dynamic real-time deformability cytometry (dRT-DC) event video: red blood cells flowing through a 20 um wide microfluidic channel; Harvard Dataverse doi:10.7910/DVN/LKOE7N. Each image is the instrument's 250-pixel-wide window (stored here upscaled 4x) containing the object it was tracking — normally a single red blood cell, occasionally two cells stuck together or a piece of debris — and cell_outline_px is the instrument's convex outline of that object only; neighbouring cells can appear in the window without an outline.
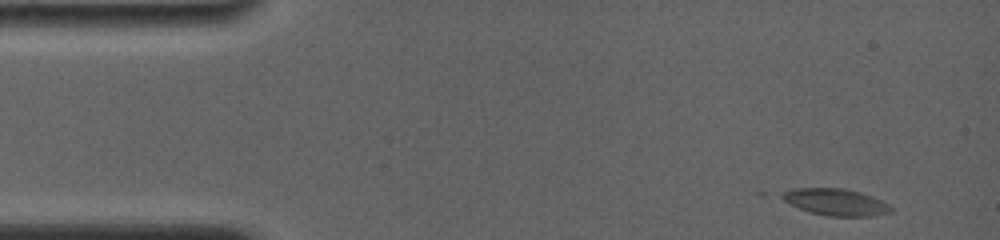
{"species": "common noctule bat (a hibernating species)", "species_latin": "Nyctalus noctula", "temperature_condition": "room temperature", "stored_images_in_passage": 51, "camera_frame_rate_fps": 4000, "um_per_image_px": 0.085, "animal": {"sex": "female", "body_mass_g": 19.0, "forearm_length_mm": 56.7}, "frame": {"image": 1, "passage_image": 1, "time_ms": 0.0, "image_size_px": [1000, 240], "cell_outline_px": [[892, 212], [872, 216], [828, 216], [812, 212], [800, 208], [776, 196], [792, 188], [844, 188], [860, 192], [872, 196], [888, 204], [892, 208]], "centroid_in_image_um": [71.03, 17.16], "position_along_channel_um": 14.0, "area_um2": 16.88}}
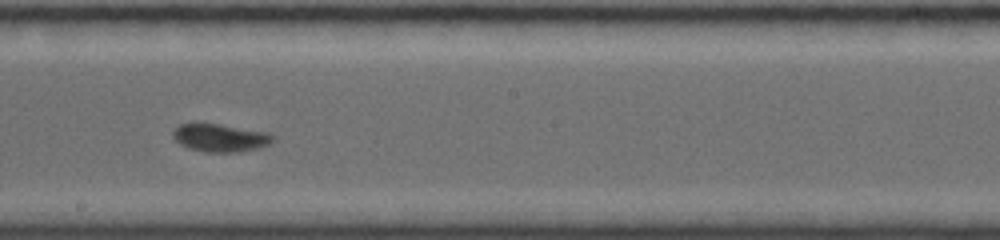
{"frame": {"image": 2, "passage_image": 30, "time_ms": 8.25, "image_size_px": [1000, 240], "cell_outline_px": [[276, 136], [268, 144], [260, 148], [240, 152], [208, 152], [188, 148], [180, 144], [172, 136], [172, 132], [180, 124], [196, 120], [268, 132]], "centroid_in_image_um": [18.69, 11.67], "position_along_channel_um": 229.5, "area_um2": 16.76}}
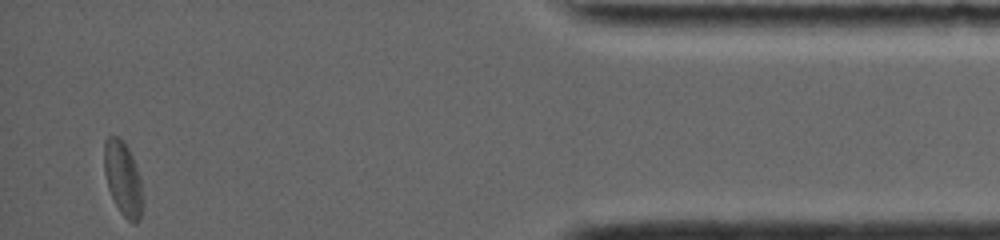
{"frame": {"image": 3, "passage_image": 51, "time_ms": 14.75, "image_size_px": [1000, 240], "cell_outline_px": [[144, 204], [140, 220], [136, 224], [132, 224], [120, 212], [108, 188], [104, 172], [104, 140], [108, 136], [116, 136], [128, 148], [132, 156], [140, 180]], "centroid_in_image_um": [10.46, 15.23], "position_along_channel_um": 424.7, "area_um2": 16.65}, "authors_computed_cell_mechanics": {"area_um2": 16.184, "velocity_mm_per_s": 3.7698, "shape_relaxation_time_tau1_ms": 2.5648, "shape_relaxation_time_tau2_ms": 1.4983, "deformation_change_tau1": 0.1397, "deformation_change_tau2": 0.0522}}